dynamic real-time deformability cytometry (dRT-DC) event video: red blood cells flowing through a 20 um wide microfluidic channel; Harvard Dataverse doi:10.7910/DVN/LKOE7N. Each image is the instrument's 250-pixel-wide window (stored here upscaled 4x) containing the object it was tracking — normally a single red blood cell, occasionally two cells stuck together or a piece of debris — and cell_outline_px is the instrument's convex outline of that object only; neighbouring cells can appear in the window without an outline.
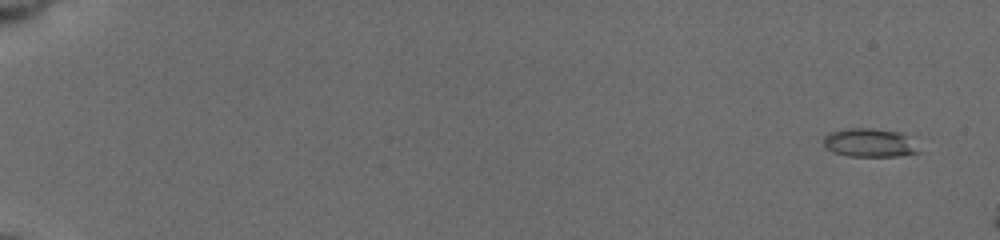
{"species": "common noctule bat (a hibernating species)", "species_latin": "Nyctalus noctula", "temperature_condition": "cold", "stored_images_in_passage": 56, "camera_frame_rate_fps": 3000, "um_per_image_px": 0.085, "animal": {"sex": "female", "body_mass_g": 19.5, "forearm_length_mm": 54.1}, "frame": {"image": 1, "passage_image": 3, "time_ms": 0.667, "image_size_px": [1000, 240], "cell_outline_px": [[920, 152], [896, 156], [848, 156], [832, 152], [824, 148], [824, 136], [828, 132], [848, 128], [872, 128], [896, 132], [904, 136]], "centroid_in_image_um": [73.77, 12.14], "position_along_channel_um": 11.2, "area_um2": 15.49}}
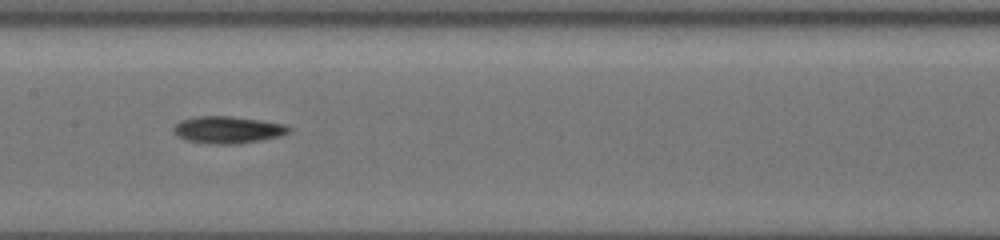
{"frame": {"image": 2, "passage_image": 32, "time_ms": 10.333, "image_size_px": [1000, 240], "cell_outline_px": [[292, 128], [288, 132], [280, 136], [240, 144], [212, 144], [188, 140], [176, 136], [172, 132], [172, 128], [180, 120], [196, 116], [232, 116], [260, 120], [284, 124]], "centroid_in_image_um": [19.33, 11.03], "position_along_channel_um": 188.1, "area_um2": 18.26}}
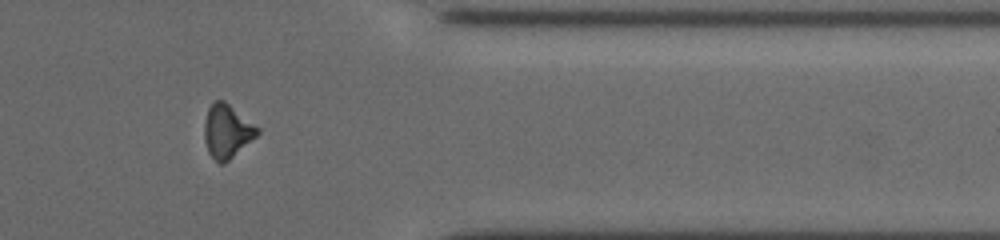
{"frame": {"image": 3, "passage_image": 49, "time_ms": 16.0, "image_size_px": [1000, 240], "cell_outline_px": [[260, 132], [256, 136], [224, 164], [220, 164], [208, 152], [204, 140], [204, 124], [208, 108], [216, 100], [224, 100], [260, 128]], "centroid_in_image_um": [19.29, 11.15], "position_along_channel_um": 392.1, "area_um2": 16.42}}